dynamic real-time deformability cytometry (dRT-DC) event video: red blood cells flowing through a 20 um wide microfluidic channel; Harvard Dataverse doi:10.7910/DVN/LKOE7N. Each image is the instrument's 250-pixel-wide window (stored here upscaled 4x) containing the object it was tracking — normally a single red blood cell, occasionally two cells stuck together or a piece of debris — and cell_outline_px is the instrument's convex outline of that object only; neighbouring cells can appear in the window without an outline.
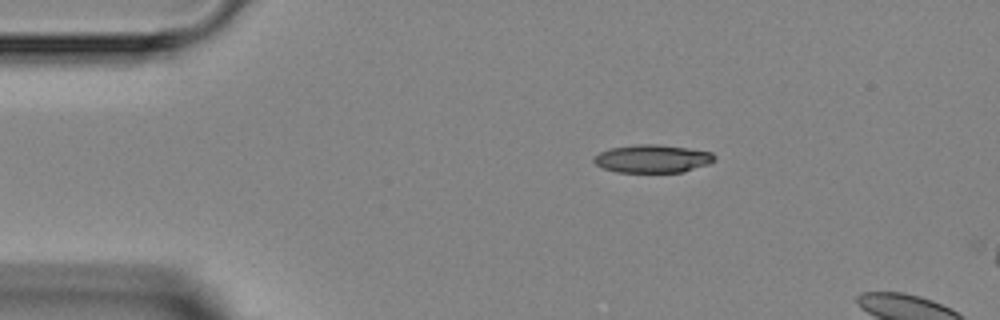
{"species": "Egyptian fruit bat (a non-hibernating species)", "species_latin": "Rousettus aegyptiacus", "temperature_condition": "room temperature", "stored_images_in_passage": 3, "camera_frame_rate_fps": 3000, "um_per_image_px": 0.085, "animal": {"sex": "female"}, "frame": {"image": 1, "passage_image": 1, "time_ms": 0.0, "image_size_px": [1000, 320], "cell_outline_px": [[716, 160], [708, 164], [684, 172], [616, 172], [604, 168], [596, 164], [592, 160], [600, 152], [608, 148], [636, 144], [656, 144], [688, 148], [712, 152], [716, 156]], "centroid_in_image_um": [55.48, 13.48], "position_along_channel_um": 29.5, "area_um2": 19.77}}